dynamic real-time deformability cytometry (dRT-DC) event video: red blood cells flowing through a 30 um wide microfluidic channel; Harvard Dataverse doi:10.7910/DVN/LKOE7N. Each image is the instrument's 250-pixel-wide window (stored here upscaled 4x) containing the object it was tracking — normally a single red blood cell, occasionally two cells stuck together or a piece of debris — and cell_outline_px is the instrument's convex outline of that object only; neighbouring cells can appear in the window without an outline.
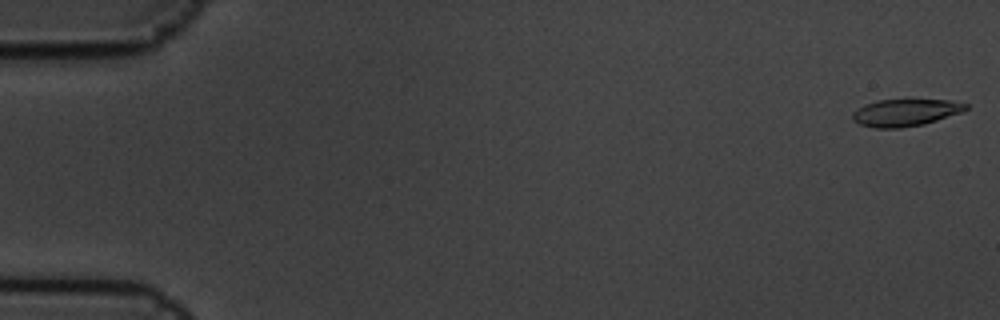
{"species": "common noctule bat (a hibernating species)", "species_latin": "Nyctalus noctula", "temperature_condition": "cold", "stored_images_in_passage": 6, "camera_frame_rate_fps": 3000, "um_per_image_px": 0.085, "animal": {"sex": "male", "body_mass_g": 19.5, "forearm_length_mm": 54.6}, "frame": {"image": 1, "passage_image": 1, "time_ms": 0.0, "image_size_px": [1000, 320], "cell_outline_px": [[968, 108], [960, 112], [924, 124], [900, 128], [876, 128], [860, 124], [852, 120], [852, 112], [864, 104], [876, 100], [948, 100], [968, 104]], "centroid_in_image_um": [76.91, 9.57], "position_along_channel_um": 8.1, "area_um2": 17.74}}
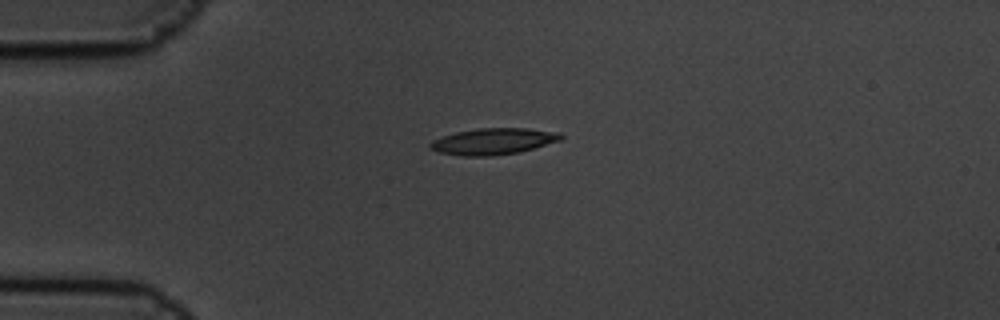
{"frame": {"image": 2, "passage_image": 5, "time_ms": 1.333, "image_size_px": [1000, 320], "cell_outline_px": [[564, 136], [560, 140], [520, 152], [492, 156], [460, 156], [440, 152], [428, 148], [428, 144], [432, 140], [456, 132], [476, 128], [524, 128], [560, 132]], "centroid_in_image_um": [41.91, 12.02], "position_along_channel_um": 43.1, "area_um2": 20.11}}